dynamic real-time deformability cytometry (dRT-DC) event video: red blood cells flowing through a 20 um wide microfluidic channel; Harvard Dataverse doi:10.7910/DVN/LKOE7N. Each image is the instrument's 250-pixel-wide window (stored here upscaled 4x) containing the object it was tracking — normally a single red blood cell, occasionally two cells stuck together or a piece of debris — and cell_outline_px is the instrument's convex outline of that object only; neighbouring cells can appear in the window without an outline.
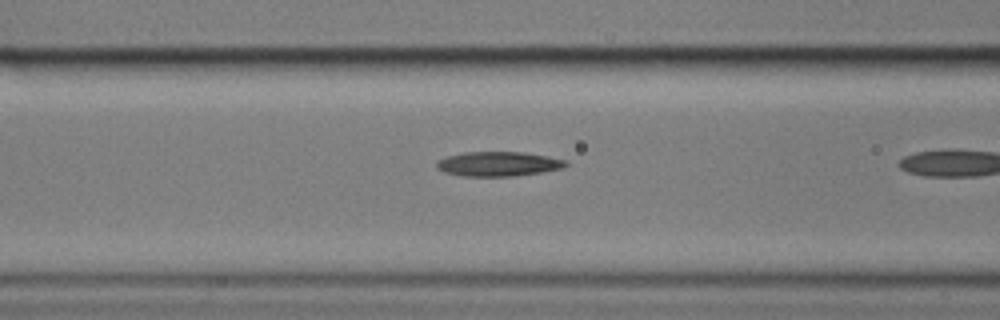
{"species": "common noctule bat (a hibernating species)", "species_latin": "Nyctalus noctula", "temperature_condition": "cold", "stored_images_in_passage": 10, "camera_frame_rate_fps": 3000, "um_per_image_px": 0.085, "animal": {"sex": "male", "body_mass_g": 17.9}, "frame": {"image": 1, "passage_image": 9, "time_ms": 2.667, "image_size_px": [1000, 320], "cell_outline_px": [[568, 164], [564, 168], [540, 172], [512, 176], [460, 176], [444, 172], [436, 168], [436, 160], [448, 156], [464, 152], [524, 152], [548, 156], [568, 160]], "centroid_in_image_um": [42.35, 13.93], "position_along_channel_um": 124.2, "area_um2": 18.61}}